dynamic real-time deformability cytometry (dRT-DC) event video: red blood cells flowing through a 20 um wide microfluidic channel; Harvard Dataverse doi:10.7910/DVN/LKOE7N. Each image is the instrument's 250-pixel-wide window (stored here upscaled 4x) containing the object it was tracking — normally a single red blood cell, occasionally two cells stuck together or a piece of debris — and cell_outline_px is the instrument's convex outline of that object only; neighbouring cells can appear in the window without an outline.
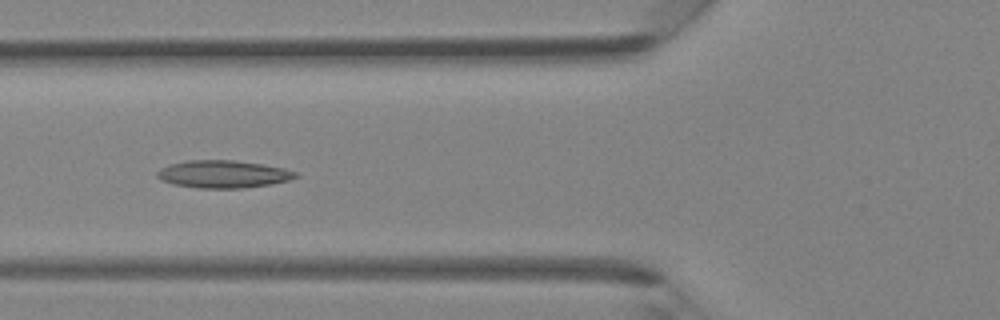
{"species": "Egyptian fruit bat (a non-hibernating species)", "species_latin": "Rousettus aegyptiacus", "temperature_condition": "room temperature", "stored_images_in_passage": 39, "camera_frame_rate_fps": 3000, "um_per_image_px": 0.085, "animal": {"sex": "female"}, "frame": {"image": 1, "passage_image": 14, "time_ms": 4.333, "image_size_px": [1000, 320], "cell_outline_px": [[300, 176], [288, 180], [272, 184], [240, 188], [196, 188], [172, 184], [160, 180], [156, 176], [156, 172], [160, 168], [168, 164], [184, 160], [232, 160], [260, 164], [284, 168], [300, 172]], "centroid_in_image_um": [18.94, 14.8], "position_along_channel_um": 106.9, "area_um2": 22.48}}
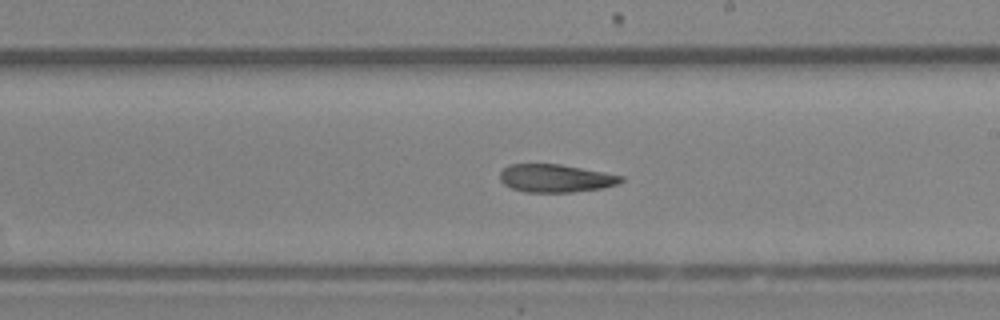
{"frame": {"image": 2, "passage_image": 22, "time_ms": 7.0, "image_size_px": [1000, 320], "cell_outline_px": [[624, 180], [616, 184], [600, 188], [572, 192], [524, 192], [512, 188], [504, 184], [500, 180], [500, 172], [508, 164], [560, 164], [604, 172], [624, 176]], "centroid_in_image_um": [47.2, 15.15], "position_along_channel_um": 241.8, "area_um2": 19.65}}
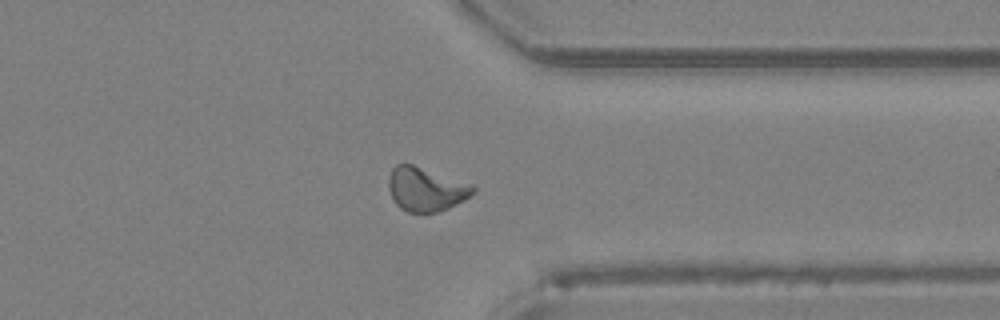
{"frame": {"image": 3, "passage_image": 30, "time_ms": 9.667, "image_size_px": [1000, 320], "cell_outline_px": [[476, 192], [464, 200], [448, 208], [436, 212], [408, 212], [400, 208], [396, 204], [388, 188], [388, 176], [392, 168], [396, 164], [412, 164], [472, 184], [476, 188]], "centroid_in_image_um": [36.19, 16.08], "position_along_channel_um": 375.2, "area_um2": 21.56}}